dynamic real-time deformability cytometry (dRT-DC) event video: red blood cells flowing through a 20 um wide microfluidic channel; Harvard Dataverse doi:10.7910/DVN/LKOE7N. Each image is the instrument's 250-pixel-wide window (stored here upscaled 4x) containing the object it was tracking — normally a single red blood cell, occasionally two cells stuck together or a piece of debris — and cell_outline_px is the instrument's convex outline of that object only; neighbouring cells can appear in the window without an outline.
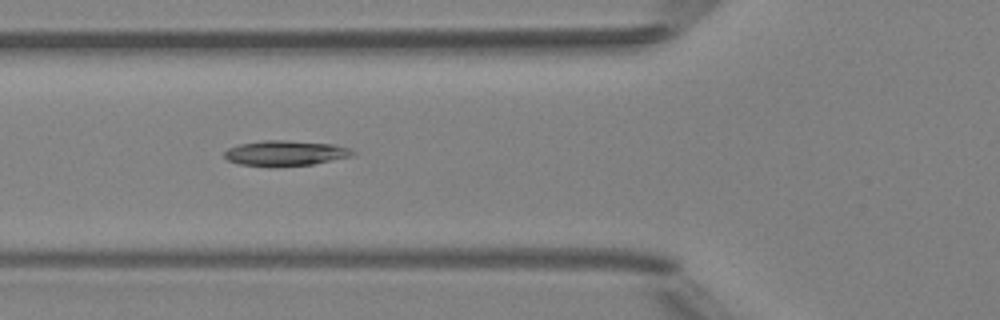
{"species": "Egyptian fruit bat (a non-hibernating species)", "species_latin": "Rousettus aegyptiacus", "temperature_condition": "room temperature", "stored_images_in_passage": 5, "camera_frame_rate_fps": 3000, "um_per_image_px": 0.085, "animal": {"sex": "female"}, "frame": {"image": 1, "passage_image": 3, "time_ms": 2.333, "image_size_px": [1000, 320], "cell_outline_px": [[356, 156], [312, 164], [276, 168], [240, 164], [228, 160], [224, 156], [224, 152], [228, 148], [240, 144], [264, 140], [284, 140], [332, 144], [348, 148], [356, 152]], "centroid_in_image_um": [24.27, 13.04], "position_along_channel_um": 101.5, "area_um2": 19.19}}
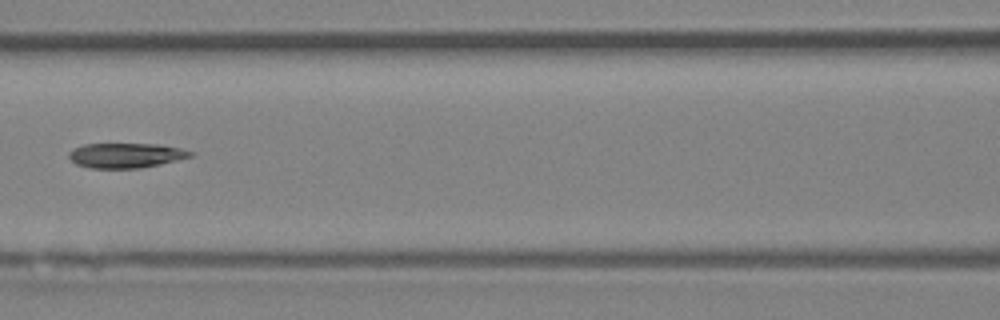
{"frame": {"image": 2, "passage_image": 4, "time_ms": 3.667, "image_size_px": [1000, 320], "cell_outline_px": [[196, 152], [192, 156], [160, 164], [140, 168], [92, 168], [76, 164], [68, 156], [68, 152], [72, 148], [84, 144], [160, 144], [180, 148]], "centroid_in_image_um": [10.7, 13.2], "position_along_channel_um": 155.9, "area_um2": 17.63}}
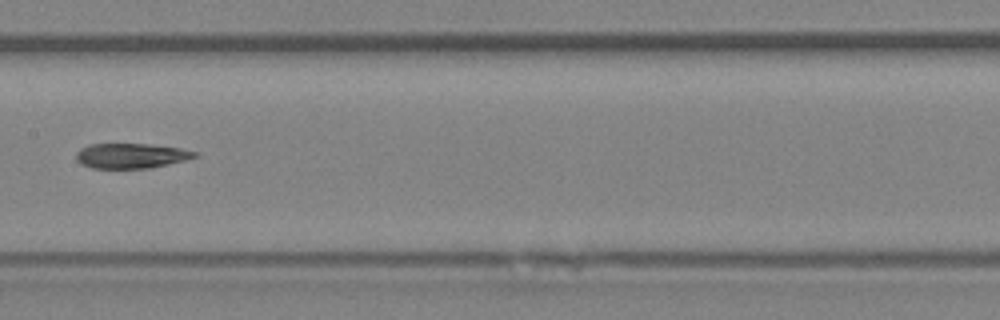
{"frame": {"image": 3, "passage_image": 5, "time_ms": 4.667, "image_size_px": [1000, 320], "cell_outline_px": [[200, 156], [152, 168], [92, 168], [80, 164], [76, 160], [76, 152], [80, 148], [88, 144], [148, 144], [180, 148], [200, 152]], "centroid_in_image_um": [11.15, 13.24], "position_along_channel_um": 196.3, "area_um2": 17.46}}